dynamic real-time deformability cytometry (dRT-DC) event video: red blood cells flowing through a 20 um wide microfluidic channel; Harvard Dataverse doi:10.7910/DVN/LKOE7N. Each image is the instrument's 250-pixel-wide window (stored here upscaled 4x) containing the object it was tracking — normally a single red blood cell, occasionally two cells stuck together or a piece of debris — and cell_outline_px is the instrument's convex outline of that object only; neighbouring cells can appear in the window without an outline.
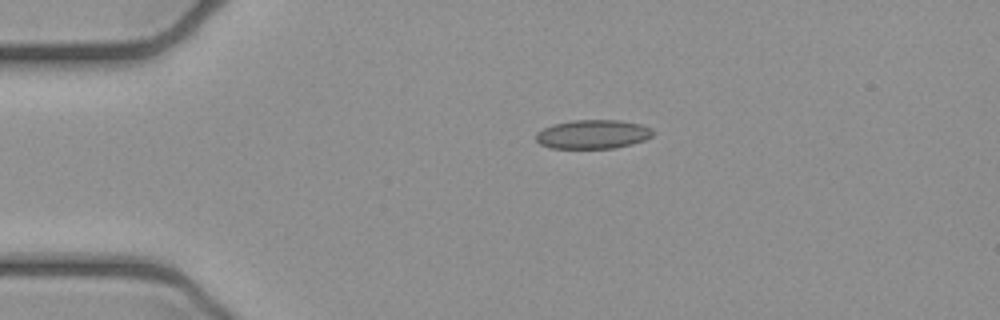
{"species": "common noctule bat (a hibernating species)", "species_latin": "Nyctalus noctula", "temperature_condition": "cold", "stored_images_in_passage": 4, "camera_frame_rate_fps": 3000, "um_per_image_px": 0.085, "animal": {"sex": "female", "body_mass_g": 21.9}, "frame": {"image": 1, "passage_image": 4, "time_ms": 1.0, "image_size_px": [1000, 320], "cell_outline_px": [[656, 132], [652, 136], [644, 140], [632, 144], [616, 148], [552, 148], [540, 144], [536, 140], [536, 132], [544, 128], [556, 124], [572, 120], [620, 120], [640, 124], [652, 128]], "centroid_in_image_um": [50.43, 11.41], "position_along_channel_um": 34.6, "area_um2": 19.77}}